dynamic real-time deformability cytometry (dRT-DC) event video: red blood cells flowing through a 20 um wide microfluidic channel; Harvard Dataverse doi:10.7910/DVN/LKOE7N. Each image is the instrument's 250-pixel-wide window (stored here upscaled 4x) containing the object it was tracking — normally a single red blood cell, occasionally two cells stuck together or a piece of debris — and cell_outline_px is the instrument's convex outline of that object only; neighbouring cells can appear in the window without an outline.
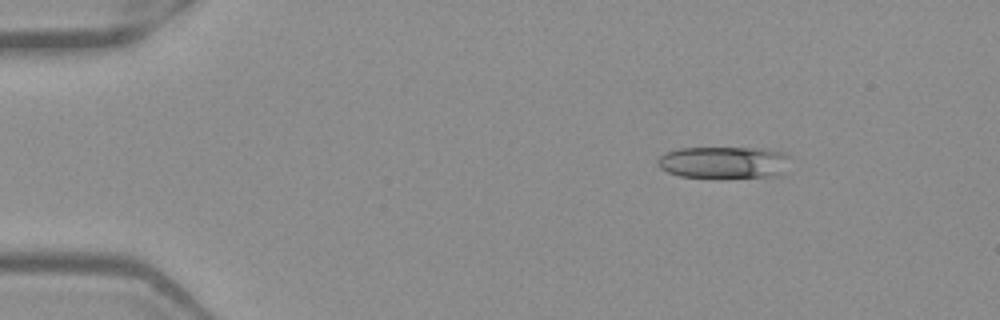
{"species": "Egyptian fruit bat (a non-hibernating species)", "species_latin": "Rousettus aegyptiacus", "temperature_condition": "warm", "stored_images_in_passage": 45, "camera_frame_rate_fps": 3000, "um_per_image_px": 0.085, "frame": {"image": 1, "passage_image": 1, "time_ms": 0.0, "image_size_px": [1000, 320], "cell_outline_px": [[792, 156], [784, 172], [776, 176], [680, 176], [668, 172], [660, 168], [656, 164], [656, 160], [660, 156], [668, 152], [680, 148], [764, 148], [784, 152]], "centroid_in_image_um": [61.57, 13.77], "position_along_channel_um": 23.4, "area_um2": 24.45}}
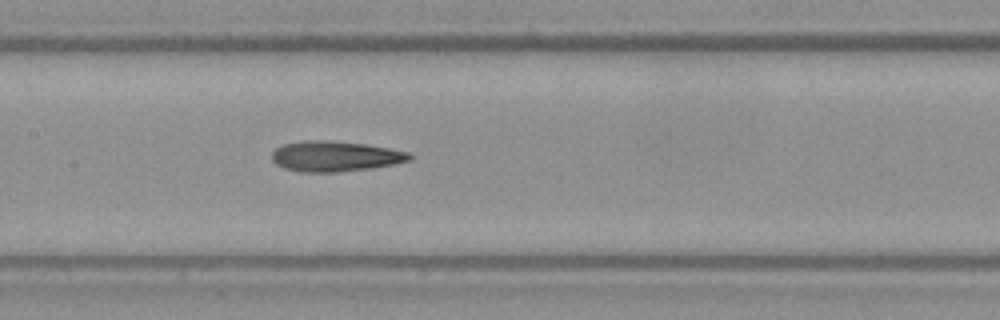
{"frame": {"image": 2, "passage_image": 19, "time_ms": 6.0, "image_size_px": [1000, 320], "cell_outline_px": [[412, 156], [408, 160], [396, 164], [372, 168], [340, 172], [300, 172], [284, 168], [276, 164], [272, 160], [272, 152], [276, 148], [284, 144], [308, 140], [324, 140], [364, 144], [388, 148], [408, 152]], "centroid_in_image_um": [28.46, 13.29], "position_along_channel_um": 178.9, "area_um2": 24.28}}
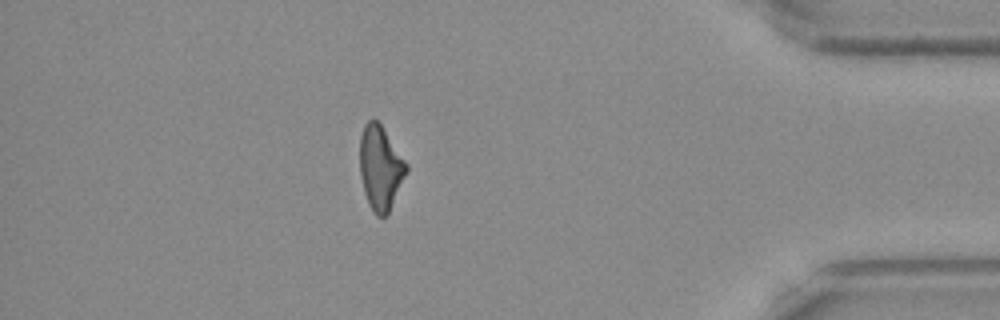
{"frame": {"image": 3, "passage_image": 39, "time_ms": 12.667, "image_size_px": [1000, 320], "cell_outline_px": [[408, 172], [388, 216], [376, 216], [372, 212], [368, 204], [364, 192], [360, 176], [360, 136], [364, 124], [372, 116], [380, 124], [408, 164]], "centroid_in_image_um": [32.34, 14.3], "position_along_channel_um": 402.9, "area_um2": 23.24}, "authors_computed_cell_mechanics": {"area_um2": 23.987, "velocity_mm_per_s": 3.9554, "shape_relaxation_time_tau1_ms": 10.958, "shape_relaxation_time_tau2_ms": 3.8243, "deformation_change_tau1": 0.2703, "deformation_change_tau2": 0.1575}}